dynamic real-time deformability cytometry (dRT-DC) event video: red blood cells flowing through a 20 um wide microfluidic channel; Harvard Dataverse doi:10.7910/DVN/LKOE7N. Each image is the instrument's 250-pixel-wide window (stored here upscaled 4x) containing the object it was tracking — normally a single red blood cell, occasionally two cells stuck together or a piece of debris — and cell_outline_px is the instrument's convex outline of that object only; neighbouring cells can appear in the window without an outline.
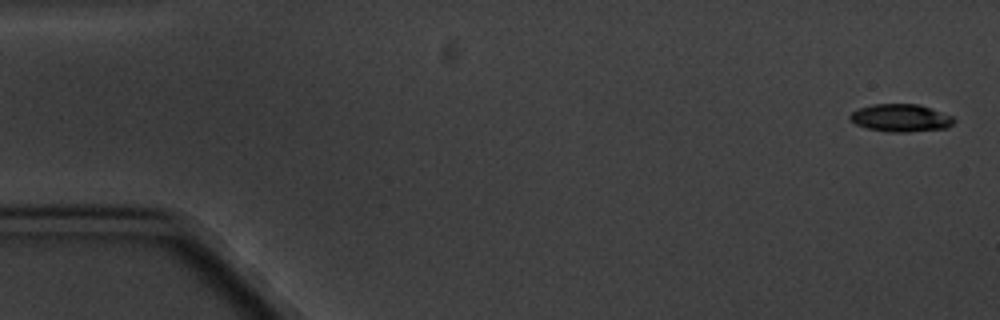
{"species": "common noctule bat (a hibernating species)", "species_latin": "Nyctalus noctula", "temperature_condition": "cold", "stored_images_in_passage": 12, "camera_frame_rate_fps": 3000, "um_per_image_px": 0.085, "animal": {"sex": "male", "body_mass_g": 20.1, "forearm_length_mm": 53.5}, "frame": {"image": 1, "passage_image": 1, "time_ms": 0.0, "image_size_px": [1000, 320], "cell_outline_px": [[956, 120], [952, 124], [944, 128], [904, 132], [892, 132], [868, 128], [856, 124], [848, 120], [848, 116], [852, 112], [860, 108], [872, 104], [920, 104], [932, 108], [952, 116]], "centroid_in_image_um": [76.54, 10.01], "position_along_channel_um": 8.5, "area_um2": 16.65}}
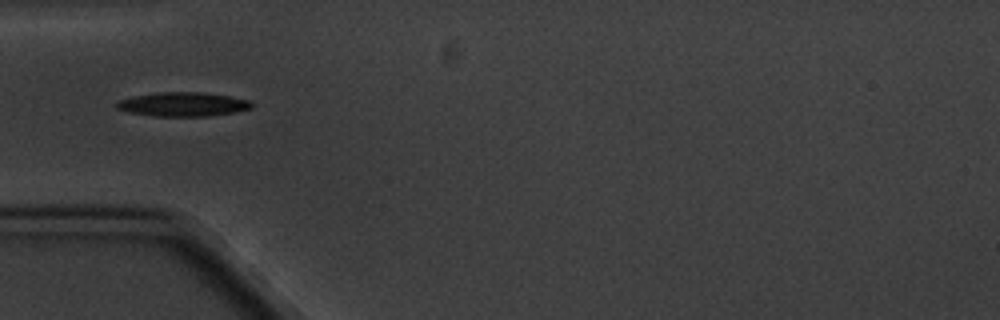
{"frame": {"image": 2, "passage_image": 6, "time_ms": 5.667, "image_size_px": [1000, 320], "cell_outline_px": [[252, 108], [232, 112], [204, 116], [152, 116], [128, 112], [116, 108], [116, 100], [132, 96], [160, 92], [200, 92], [228, 96], [248, 100], [252, 104]], "centroid_in_image_um": [15.46, 8.86], "position_along_channel_um": 69.5, "area_um2": 18.79}}